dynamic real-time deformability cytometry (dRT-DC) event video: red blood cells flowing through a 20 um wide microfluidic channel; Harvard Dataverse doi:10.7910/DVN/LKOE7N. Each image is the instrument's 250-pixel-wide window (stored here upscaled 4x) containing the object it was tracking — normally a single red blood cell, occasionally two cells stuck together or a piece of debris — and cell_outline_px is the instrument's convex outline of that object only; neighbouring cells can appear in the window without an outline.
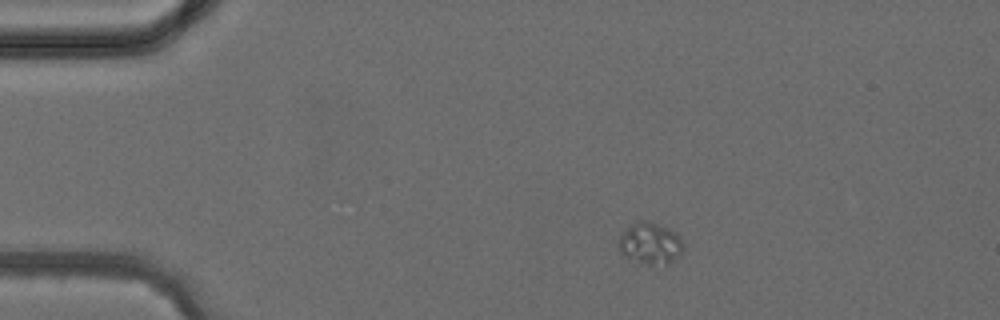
{"species": "common noctule bat (a hibernating species)", "species_latin": "Nyctalus noctula", "temperature_condition": "cold", "stored_images_in_passage": 3, "camera_frame_rate_fps": 3000, "um_per_image_px": 0.085, "animal": {"sex": "female", "body_mass_g": 24.6, "forearm_length_mm": 56.2}, "frame": {"image": 1, "passage_image": 1, "time_ms": 0.0, "image_size_px": [1000, 320], "cell_outline_px": [[684, 252], [668, 268], [648, 264], [624, 256], [616, 248], [616, 240], [636, 220], [648, 220], [672, 228], [680, 236], [684, 244]], "centroid_in_image_um": [55.33, 20.71], "position_along_channel_um": 29.7, "area_um2": 16.65}}